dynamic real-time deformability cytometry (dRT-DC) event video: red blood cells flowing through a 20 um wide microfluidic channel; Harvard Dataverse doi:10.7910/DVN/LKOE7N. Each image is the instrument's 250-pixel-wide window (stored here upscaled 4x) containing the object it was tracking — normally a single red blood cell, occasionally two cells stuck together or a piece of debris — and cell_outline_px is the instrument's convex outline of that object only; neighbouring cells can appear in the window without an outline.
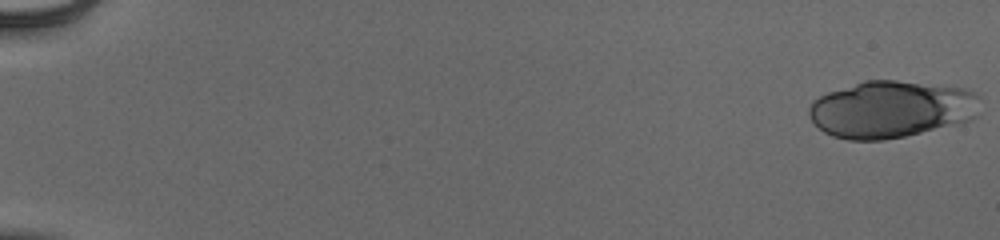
{"species": "human", "species_latin": "Homo sapiens", "temperature_condition": "cold", "stored_images_in_passage": 53, "camera_frame_rate_fps": 3000, "um_per_image_px": 0.085, "donor": {"sex": "male"}, "frame": {"image": 1, "passage_image": 1, "time_ms": 0.0, "image_size_px": [1000, 240], "cell_outline_px": [[980, 96], [976, 116], [972, 120], [956, 124], [904, 136], [884, 140], [848, 140], [832, 136], [824, 132], [808, 116], [808, 108], [812, 100], [828, 92], [864, 80], [896, 80], [968, 88]], "centroid_in_image_um": [75.75, 9.28], "position_along_channel_um": 9.2, "area_um2": 57.16}}
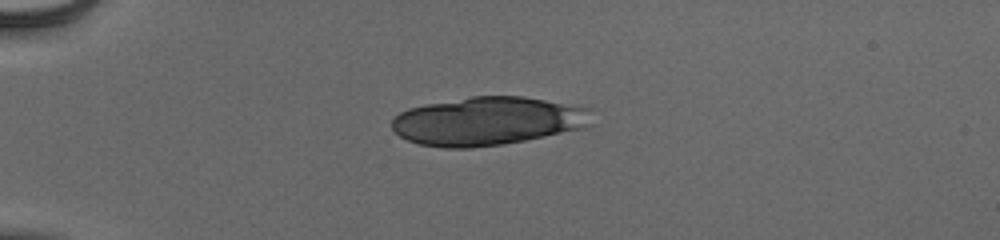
{"frame": {"image": 2, "passage_image": 15, "time_ms": 4.667, "image_size_px": [1000, 240], "cell_outline_px": [[596, 108], [592, 124], [584, 128], [504, 144], [472, 148], [444, 148], [420, 144], [408, 140], [400, 136], [392, 128], [392, 120], [400, 112], [408, 108], [428, 104], [472, 96], [524, 96]], "centroid_in_image_um": [41.55, 10.28], "position_along_channel_um": 43.4, "area_um2": 56.88}}